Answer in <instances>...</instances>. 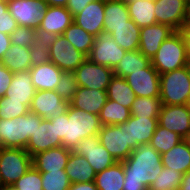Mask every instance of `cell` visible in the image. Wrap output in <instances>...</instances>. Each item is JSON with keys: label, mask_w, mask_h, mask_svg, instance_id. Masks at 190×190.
<instances>
[{"label": "cell", "mask_w": 190, "mask_h": 190, "mask_svg": "<svg viewBox=\"0 0 190 190\" xmlns=\"http://www.w3.org/2000/svg\"><path fill=\"white\" fill-rule=\"evenodd\" d=\"M68 190H98L95 181L85 183H71Z\"/></svg>", "instance_id": "51"}, {"label": "cell", "mask_w": 190, "mask_h": 190, "mask_svg": "<svg viewBox=\"0 0 190 190\" xmlns=\"http://www.w3.org/2000/svg\"><path fill=\"white\" fill-rule=\"evenodd\" d=\"M151 64L160 75L189 65L180 31H175L161 44Z\"/></svg>", "instance_id": "4"}, {"label": "cell", "mask_w": 190, "mask_h": 190, "mask_svg": "<svg viewBox=\"0 0 190 190\" xmlns=\"http://www.w3.org/2000/svg\"><path fill=\"white\" fill-rule=\"evenodd\" d=\"M131 117L130 108L108 99L99 114L102 125H119Z\"/></svg>", "instance_id": "35"}, {"label": "cell", "mask_w": 190, "mask_h": 190, "mask_svg": "<svg viewBox=\"0 0 190 190\" xmlns=\"http://www.w3.org/2000/svg\"><path fill=\"white\" fill-rule=\"evenodd\" d=\"M31 67L50 62L49 39L45 36L37 35L30 47Z\"/></svg>", "instance_id": "41"}, {"label": "cell", "mask_w": 190, "mask_h": 190, "mask_svg": "<svg viewBox=\"0 0 190 190\" xmlns=\"http://www.w3.org/2000/svg\"><path fill=\"white\" fill-rule=\"evenodd\" d=\"M65 172L71 183H85L95 181L96 172L91 167L85 156L71 151L68 157Z\"/></svg>", "instance_id": "26"}, {"label": "cell", "mask_w": 190, "mask_h": 190, "mask_svg": "<svg viewBox=\"0 0 190 190\" xmlns=\"http://www.w3.org/2000/svg\"><path fill=\"white\" fill-rule=\"evenodd\" d=\"M151 60L139 50L127 51L123 59L113 69L114 75L125 78L127 75L146 68Z\"/></svg>", "instance_id": "33"}, {"label": "cell", "mask_w": 190, "mask_h": 190, "mask_svg": "<svg viewBox=\"0 0 190 190\" xmlns=\"http://www.w3.org/2000/svg\"><path fill=\"white\" fill-rule=\"evenodd\" d=\"M30 108L24 101L11 100L10 97H0V119H11L27 114Z\"/></svg>", "instance_id": "42"}, {"label": "cell", "mask_w": 190, "mask_h": 190, "mask_svg": "<svg viewBox=\"0 0 190 190\" xmlns=\"http://www.w3.org/2000/svg\"><path fill=\"white\" fill-rule=\"evenodd\" d=\"M3 148V143H2V141H1V139H0V150Z\"/></svg>", "instance_id": "60"}, {"label": "cell", "mask_w": 190, "mask_h": 190, "mask_svg": "<svg viewBox=\"0 0 190 190\" xmlns=\"http://www.w3.org/2000/svg\"><path fill=\"white\" fill-rule=\"evenodd\" d=\"M110 37L126 51L139 50L140 28L131 19L126 25L112 28Z\"/></svg>", "instance_id": "32"}, {"label": "cell", "mask_w": 190, "mask_h": 190, "mask_svg": "<svg viewBox=\"0 0 190 190\" xmlns=\"http://www.w3.org/2000/svg\"><path fill=\"white\" fill-rule=\"evenodd\" d=\"M12 79L13 73L0 63V97L5 95Z\"/></svg>", "instance_id": "47"}, {"label": "cell", "mask_w": 190, "mask_h": 190, "mask_svg": "<svg viewBox=\"0 0 190 190\" xmlns=\"http://www.w3.org/2000/svg\"><path fill=\"white\" fill-rule=\"evenodd\" d=\"M32 166V156L21 148L0 150V174L4 187H11Z\"/></svg>", "instance_id": "6"}, {"label": "cell", "mask_w": 190, "mask_h": 190, "mask_svg": "<svg viewBox=\"0 0 190 190\" xmlns=\"http://www.w3.org/2000/svg\"><path fill=\"white\" fill-rule=\"evenodd\" d=\"M48 39L50 62L62 71L74 72L87 59V56L76 50L63 35Z\"/></svg>", "instance_id": "7"}, {"label": "cell", "mask_w": 190, "mask_h": 190, "mask_svg": "<svg viewBox=\"0 0 190 190\" xmlns=\"http://www.w3.org/2000/svg\"><path fill=\"white\" fill-rule=\"evenodd\" d=\"M63 36L76 50L82 52L86 56L89 55L95 41L93 35L86 32L74 22L64 31Z\"/></svg>", "instance_id": "36"}, {"label": "cell", "mask_w": 190, "mask_h": 190, "mask_svg": "<svg viewBox=\"0 0 190 190\" xmlns=\"http://www.w3.org/2000/svg\"><path fill=\"white\" fill-rule=\"evenodd\" d=\"M107 97L124 107L131 108L132 102L136 96L125 78L114 75L107 88Z\"/></svg>", "instance_id": "34"}, {"label": "cell", "mask_w": 190, "mask_h": 190, "mask_svg": "<svg viewBox=\"0 0 190 190\" xmlns=\"http://www.w3.org/2000/svg\"><path fill=\"white\" fill-rule=\"evenodd\" d=\"M183 138L177 133L157 125L149 144L160 154L168 152Z\"/></svg>", "instance_id": "38"}, {"label": "cell", "mask_w": 190, "mask_h": 190, "mask_svg": "<svg viewBox=\"0 0 190 190\" xmlns=\"http://www.w3.org/2000/svg\"><path fill=\"white\" fill-rule=\"evenodd\" d=\"M124 178V163L115 162L96 174L95 184L98 190H123Z\"/></svg>", "instance_id": "29"}, {"label": "cell", "mask_w": 190, "mask_h": 190, "mask_svg": "<svg viewBox=\"0 0 190 190\" xmlns=\"http://www.w3.org/2000/svg\"><path fill=\"white\" fill-rule=\"evenodd\" d=\"M7 3L11 16L19 26L36 30L48 8L44 0H7Z\"/></svg>", "instance_id": "9"}, {"label": "cell", "mask_w": 190, "mask_h": 190, "mask_svg": "<svg viewBox=\"0 0 190 190\" xmlns=\"http://www.w3.org/2000/svg\"><path fill=\"white\" fill-rule=\"evenodd\" d=\"M107 100V90H96L78 86L70 105L74 108L99 115Z\"/></svg>", "instance_id": "23"}, {"label": "cell", "mask_w": 190, "mask_h": 190, "mask_svg": "<svg viewBox=\"0 0 190 190\" xmlns=\"http://www.w3.org/2000/svg\"><path fill=\"white\" fill-rule=\"evenodd\" d=\"M4 185H3V181H2V178H1V174H0V190L4 189Z\"/></svg>", "instance_id": "56"}, {"label": "cell", "mask_w": 190, "mask_h": 190, "mask_svg": "<svg viewBox=\"0 0 190 190\" xmlns=\"http://www.w3.org/2000/svg\"><path fill=\"white\" fill-rule=\"evenodd\" d=\"M186 106L190 109V97L188 98Z\"/></svg>", "instance_id": "58"}, {"label": "cell", "mask_w": 190, "mask_h": 190, "mask_svg": "<svg viewBox=\"0 0 190 190\" xmlns=\"http://www.w3.org/2000/svg\"><path fill=\"white\" fill-rule=\"evenodd\" d=\"M130 19L141 29L156 24L155 0H137L127 3Z\"/></svg>", "instance_id": "30"}, {"label": "cell", "mask_w": 190, "mask_h": 190, "mask_svg": "<svg viewBox=\"0 0 190 190\" xmlns=\"http://www.w3.org/2000/svg\"><path fill=\"white\" fill-rule=\"evenodd\" d=\"M73 21V15L66 7L48 6L37 29L38 35L46 38L63 35Z\"/></svg>", "instance_id": "16"}, {"label": "cell", "mask_w": 190, "mask_h": 190, "mask_svg": "<svg viewBox=\"0 0 190 190\" xmlns=\"http://www.w3.org/2000/svg\"><path fill=\"white\" fill-rule=\"evenodd\" d=\"M0 63L12 73L29 71L31 68L30 47L11 44Z\"/></svg>", "instance_id": "31"}, {"label": "cell", "mask_w": 190, "mask_h": 190, "mask_svg": "<svg viewBox=\"0 0 190 190\" xmlns=\"http://www.w3.org/2000/svg\"><path fill=\"white\" fill-rule=\"evenodd\" d=\"M161 161L164 167L184 175L190 171V147L182 140L168 152L161 154Z\"/></svg>", "instance_id": "28"}, {"label": "cell", "mask_w": 190, "mask_h": 190, "mask_svg": "<svg viewBox=\"0 0 190 190\" xmlns=\"http://www.w3.org/2000/svg\"><path fill=\"white\" fill-rule=\"evenodd\" d=\"M35 92L29 71L15 72L4 96L10 97L11 100L24 101V104L30 108Z\"/></svg>", "instance_id": "25"}, {"label": "cell", "mask_w": 190, "mask_h": 190, "mask_svg": "<svg viewBox=\"0 0 190 190\" xmlns=\"http://www.w3.org/2000/svg\"><path fill=\"white\" fill-rule=\"evenodd\" d=\"M174 32L170 26L160 23L141 28L139 51L152 60L161 44Z\"/></svg>", "instance_id": "19"}, {"label": "cell", "mask_w": 190, "mask_h": 190, "mask_svg": "<svg viewBox=\"0 0 190 190\" xmlns=\"http://www.w3.org/2000/svg\"><path fill=\"white\" fill-rule=\"evenodd\" d=\"M188 23L190 24V10H189V19H188Z\"/></svg>", "instance_id": "61"}, {"label": "cell", "mask_w": 190, "mask_h": 190, "mask_svg": "<svg viewBox=\"0 0 190 190\" xmlns=\"http://www.w3.org/2000/svg\"><path fill=\"white\" fill-rule=\"evenodd\" d=\"M95 0H69L66 8L73 15V17L79 13H81L85 6H87L90 2Z\"/></svg>", "instance_id": "48"}, {"label": "cell", "mask_w": 190, "mask_h": 190, "mask_svg": "<svg viewBox=\"0 0 190 190\" xmlns=\"http://www.w3.org/2000/svg\"><path fill=\"white\" fill-rule=\"evenodd\" d=\"M77 86L96 90H107L113 69L96 64L88 58L73 72Z\"/></svg>", "instance_id": "11"}, {"label": "cell", "mask_w": 190, "mask_h": 190, "mask_svg": "<svg viewBox=\"0 0 190 190\" xmlns=\"http://www.w3.org/2000/svg\"><path fill=\"white\" fill-rule=\"evenodd\" d=\"M158 125L184 138L190 131V109L186 105H162Z\"/></svg>", "instance_id": "17"}, {"label": "cell", "mask_w": 190, "mask_h": 190, "mask_svg": "<svg viewBox=\"0 0 190 190\" xmlns=\"http://www.w3.org/2000/svg\"><path fill=\"white\" fill-rule=\"evenodd\" d=\"M79 155L85 156L91 167L99 173L117 162L100 143L98 134L86 137L74 149Z\"/></svg>", "instance_id": "13"}, {"label": "cell", "mask_w": 190, "mask_h": 190, "mask_svg": "<svg viewBox=\"0 0 190 190\" xmlns=\"http://www.w3.org/2000/svg\"><path fill=\"white\" fill-rule=\"evenodd\" d=\"M10 45H11L10 35L5 33H0V61L8 52Z\"/></svg>", "instance_id": "49"}, {"label": "cell", "mask_w": 190, "mask_h": 190, "mask_svg": "<svg viewBox=\"0 0 190 190\" xmlns=\"http://www.w3.org/2000/svg\"><path fill=\"white\" fill-rule=\"evenodd\" d=\"M104 35H111L112 28L126 25L130 20L127 4L122 0H105Z\"/></svg>", "instance_id": "27"}, {"label": "cell", "mask_w": 190, "mask_h": 190, "mask_svg": "<svg viewBox=\"0 0 190 190\" xmlns=\"http://www.w3.org/2000/svg\"><path fill=\"white\" fill-rule=\"evenodd\" d=\"M190 0H155L156 22L180 31L189 19Z\"/></svg>", "instance_id": "8"}, {"label": "cell", "mask_w": 190, "mask_h": 190, "mask_svg": "<svg viewBox=\"0 0 190 190\" xmlns=\"http://www.w3.org/2000/svg\"><path fill=\"white\" fill-rule=\"evenodd\" d=\"M183 140L190 147V131L186 134V136L183 138Z\"/></svg>", "instance_id": "55"}, {"label": "cell", "mask_w": 190, "mask_h": 190, "mask_svg": "<svg viewBox=\"0 0 190 190\" xmlns=\"http://www.w3.org/2000/svg\"><path fill=\"white\" fill-rule=\"evenodd\" d=\"M190 97V64L160 75L163 105H186Z\"/></svg>", "instance_id": "5"}, {"label": "cell", "mask_w": 190, "mask_h": 190, "mask_svg": "<svg viewBox=\"0 0 190 190\" xmlns=\"http://www.w3.org/2000/svg\"><path fill=\"white\" fill-rule=\"evenodd\" d=\"M162 101L160 97H135L131 105V115L144 118H158Z\"/></svg>", "instance_id": "37"}, {"label": "cell", "mask_w": 190, "mask_h": 190, "mask_svg": "<svg viewBox=\"0 0 190 190\" xmlns=\"http://www.w3.org/2000/svg\"><path fill=\"white\" fill-rule=\"evenodd\" d=\"M126 50L118 46L109 35L95 37L94 44L87 58L92 62L114 69L123 59Z\"/></svg>", "instance_id": "12"}, {"label": "cell", "mask_w": 190, "mask_h": 190, "mask_svg": "<svg viewBox=\"0 0 190 190\" xmlns=\"http://www.w3.org/2000/svg\"><path fill=\"white\" fill-rule=\"evenodd\" d=\"M123 163V190H148L164 167L161 154L150 144L139 145Z\"/></svg>", "instance_id": "1"}, {"label": "cell", "mask_w": 190, "mask_h": 190, "mask_svg": "<svg viewBox=\"0 0 190 190\" xmlns=\"http://www.w3.org/2000/svg\"><path fill=\"white\" fill-rule=\"evenodd\" d=\"M2 190H14V189H12L11 187H6V188H4Z\"/></svg>", "instance_id": "59"}, {"label": "cell", "mask_w": 190, "mask_h": 190, "mask_svg": "<svg viewBox=\"0 0 190 190\" xmlns=\"http://www.w3.org/2000/svg\"><path fill=\"white\" fill-rule=\"evenodd\" d=\"M158 125V118L132 116L126 121V136L129 147L134 150L139 145L149 144Z\"/></svg>", "instance_id": "20"}, {"label": "cell", "mask_w": 190, "mask_h": 190, "mask_svg": "<svg viewBox=\"0 0 190 190\" xmlns=\"http://www.w3.org/2000/svg\"><path fill=\"white\" fill-rule=\"evenodd\" d=\"M11 188L14 190H43L41 172L31 166Z\"/></svg>", "instance_id": "43"}, {"label": "cell", "mask_w": 190, "mask_h": 190, "mask_svg": "<svg viewBox=\"0 0 190 190\" xmlns=\"http://www.w3.org/2000/svg\"><path fill=\"white\" fill-rule=\"evenodd\" d=\"M98 137L117 162H123L133 151L127 143L126 122L119 125H102Z\"/></svg>", "instance_id": "10"}, {"label": "cell", "mask_w": 190, "mask_h": 190, "mask_svg": "<svg viewBox=\"0 0 190 190\" xmlns=\"http://www.w3.org/2000/svg\"><path fill=\"white\" fill-rule=\"evenodd\" d=\"M77 82L73 72H64L58 82L55 91L64 101L71 102L77 90Z\"/></svg>", "instance_id": "44"}, {"label": "cell", "mask_w": 190, "mask_h": 190, "mask_svg": "<svg viewBox=\"0 0 190 190\" xmlns=\"http://www.w3.org/2000/svg\"><path fill=\"white\" fill-rule=\"evenodd\" d=\"M43 190H68L71 186L65 170L41 172Z\"/></svg>", "instance_id": "40"}, {"label": "cell", "mask_w": 190, "mask_h": 190, "mask_svg": "<svg viewBox=\"0 0 190 190\" xmlns=\"http://www.w3.org/2000/svg\"><path fill=\"white\" fill-rule=\"evenodd\" d=\"M48 6L66 7L69 0H44Z\"/></svg>", "instance_id": "53"}, {"label": "cell", "mask_w": 190, "mask_h": 190, "mask_svg": "<svg viewBox=\"0 0 190 190\" xmlns=\"http://www.w3.org/2000/svg\"><path fill=\"white\" fill-rule=\"evenodd\" d=\"M182 173L163 167L161 173L152 182L148 190H179L182 181Z\"/></svg>", "instance_id": "39"}, {"label": "cell", "mask_w": 190, "mask_h": 190, "mask_svg": "<svg viewBox=\"0 0 190 190\" xmlns=\"http://www.w3.org/2000/svg\"><path fill=\"white\" fill-rule=\"evenodd\" d=\"M19 25L11 16L9 10L5 14H0V33L10 35Z\"/></svg>", "instance_id": "46"}, {"label": "cell", "mask_w": 190, "mask_h": 190, "mask_svg": "<svg viewBox=\"0 0 190 190\" xmlns=\"http://www.w3.org/2000/svg\"><path fill=\"white\" fill-rule=\"evenodd\" d=\"M104 7L105 0L90 2L81 13L73 17V22L94 37L102 35L105 18Z\"/></svg>", "instance_id": "21"}, {"label": "cell", "mask_w": 190, "mask_h": 190, "mask_svg": "<svg viewBox=\"0 0 190 190\" xmlns=\"http://www.w3.org/2000/svg\"><path fill=\"white\" fill-rule=\"evenodd\" d=\"M55 123L56 138L62 146L74 151L78 143L88 136L98 134L102 124L99 115L69 106L67 113L49 119Z\"/></svg>", "instance_id": "2"}, {"label": "cell", "mask_w": 190, "mask_h": 190, "mask_svg": "<svg viewBox=\"0 0 190 190\" xmlns=\"http://www.w3.org/2000/svg\"><path fill=\"white\" fill-rule=\"evenodd\" d=\"M36 91L55 90L64 71L52 62L32 66L29 70Z\"/></svg>", "instance_id": "24"}, {"label": "cell", "mask_w": 190, "mask_h": 190, "mask_svg": "<svg viewBox=\"0 0 190 190\" xmlns=\"http://www.w3.org/2000/svg\"><path fill=\"white\" fill-rule=\"evenodd\" d=\"M182 37L185 42L186 48V55L188 59V63L190 64V24L187 23L181 30H180Z\"/></svg>", "instance_id": "50"}, {"label": "cell", "mask_w": 190, "mask_h": 190, "mask_svg": "<svg viewBox=\"0 0 190 190\" xmlns=\"http://www.w3.org/2000/svg\"><path fill=\"white\" fill-rule=\"evenodd\" d=\"M42 119L30 111L16 118L0 119V139L3 147L25 149L29 138Z\"/></svg>", "instance_id": "3"}, {"label": "cell", "mask_w": 190, "mask_h": 190, "mask_svg": "<svg viewBox=\"0 0 190 190\" xmlns=\"http://www.w3.org/2000/svg\"><path fill=\"white\" fill-rule=\"evenodd\" d=\"M70 103L64 101L55 90L36 91L32 98L30 112L44 119L67 113Z\"/></svg>", "instance_id": "14"}, {"label": "cell", "mask_w": 190, "mask_h": 190, "mask_svg": "<svg viewBox=\"0 0 190 190\" xmlns=\"http://www.w3.org/2000/svg\"><path fill=\"white\" fill-rule=\"evenodd\" d=\"M8 11L7 0H0V14H5Z\"/></svg>", "instance_id": "54"}, {"label": "cell", "mask_w": 190, "mask_h": 190, "mask_svg": "<svg viewBox=\"0 0 190 190\" xmlns=\"http://www.w3.org/2000/svg\"><path fill=\"white\" fill-rule=\"evenodd\" d=\"M60 146H62V140L56 138L55 123L43 118L29 138L25 150L33 156L39 152Z\"/></svg>", "instance_id": "18"}, {"label": "cell", "mask_w": 190, "mask_h": 190, "mask_svg": "<svg viewBox=\"0 0 190 190\" xmlns=\"http://www.w3.org/2000/svg\"><path fill=\"white\" fill-rule=\"evenodd\" d=\"M72 150L60 146L32 156V166L40 172L65 170Z\"/></svg>", "instance_id": "22"}, {"label": "cell", "mask_w": 190, "mask_h": 190, "mask_svg": "<svg viewBox=\"0 0 190 190\" xmlns=\"http://www.w3.org/2000/svg\"><path fill=\"white\" fill-rule=\"evenodd\" d=\"M38 31L29 27L18 26L11 34V44L21 47H32L33 40L37 37Z\"/></svg>", "instance_id": "45"}, {"label": "cell", "mask_w": 190, "mask_h": 190, "mask_svg": "<svg viewBox=\"0 0 190 190\" xmlns=\"http://www.w3.org/2000/svg\"><path fill=\"white\" fill-rule=\"evenodd\" d=\"M124 3H130V2H135V1H137V0H122Z\"/></svg>", "instance_id": "57"}, {"label": "cell", "mask_w": 190, "mask_h": 190, "mask_svg": "<svg viewBox=\"0 0 190 190\" xmlns=\"http://www.w3.org/2000/svg\"><path fill=\"white\" fill-rule=\"evenodd\" d=\"M137 97H160V74L150 63L125 77Z\"/></svg>", "instance_id": "15"}, {"label": "cell", "mask_w": 190, "mask_h": 190, "mask_svg": "<svg viewBox=\"0 0 190 190\" xmlns=\"http://www.w3.org/2000/svg\"><path fill=\"white\" fill-rule=\"evenodd\" d=\"M179 190H190V171L182 176Z\"/></svg>", "instance_id": "52"}]
</instances>
